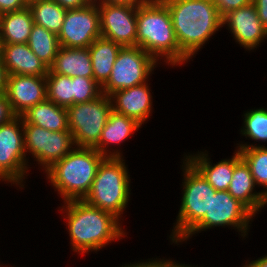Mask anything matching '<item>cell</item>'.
Instances as JSON below:
<instances>
[{
	"instance_id": "3957f363",
	"label": "cell",
	"mask_w": 267,
	"mask_h": 267,
	"mask_svg": "<svg viewBox=\"0 0 267 267\" xmlns=\"http://www.w3.org/2000/svg\"><path fill=\"white\" fill-rule=\"evenodd\" d=\"M137 46L159 64L180 67V48L169 9L162 0H146L137 6Z\"/></svg>"
},
{
	"instance_id": "8fae6325",
	"label": "cell",
	"mask_w": 267,
	"mask_h": 267,
	"mask_svg": "<svg viewBox=\"0 0 267 267\" xmlns=\"http://www.w3.org/2000/svg\"><path fill=\"white\" fill-rule=\"evenodd\" d=\"M23 128L25 154L34 158L41 171L45 172L75 147L69 129L54 132L29 123H23Z\"/></svg>"
},
{
	"instance_id": "e0dca14e",
	"label": "cell",
	"mask_w": 267,
	"mask_h": 267,
	"mask_svg": "<svg viewBox=\"0 0 267 267\" xmlns=\"http://www.w3.org/2000/svg\"><path fill=\"white\" fill-rule=\"evenodd\" d=\"M188 154V155H187ZM184 152V157L203 175L208 183L216 190L227 191L232 180L234 166L242 159L235 149L231 158L221 159L216 164L209 156V151Z\"/></svg>"
},
{
	"instance_id": "d590c367",
	"label": "cell",
	"mask_w": 267,
	"mask_h": 267,
	"mask_svg": "<svg viewBox=\"0 0 267 267\" xmlns=\"http://www.w3.org/2000/svg\"><path fill=\"white\" fill-rule=\"evenodd\" d=\"M53 1H55L61 7L67 10L82 8L91 3L89 0H53Z\"/></svg>"
},
{
	"instance_id": "f35d334b",
	"label": "cell",
	"mask_w": 267,
	"mask_h": 267,
	"mask_svg": "<svg viewBox=\"0 0 267 267\" xmlns=\"http://www.w3.org/2000/svg\"><path fill=\"white\" fill-rule=\"evenodd\" d=\"M146 0H101L100 2L111 3V4H124L130 6H139Z\"/></svg>"
},
{
	"instance_id": "1f68e13d",
	"label": "cell",
	"mask_w": 267,
	"mask_h": 267,
	"mask_svg": "<svg viewBox=\"0 0 267 267\" xmlns=\"http://www.w3.org/2000/svg\"><path fill=\"white\" fill-rule=\"evenodd\" d=\"M15 116L5 93L0 94V125L7 123Z\"/></svg>"
},
{
	"instance_id": "f6af8a7d",
	"label": "cell",
	"mask_w": 267,
	"mask_h": 267,
	"mask_svg": "<svg viewBox=\"0 0 267 267\" xmlns=\"http://www.w3.org/2000/svg\"><path fill=\"white\" fill-rule=\"evenodd\" d=\"M90 2H99V1H101V0H89Z\"/></svg>"
},
{
	"instance_id": "277c9868",
	"label": "cell",
	"mask_w": 267,
	"mask_h": 267,
	"mask_svg": "<svg viewBox=\"0 0 267 267\" xmlns=\"http://www.w3.org/2000/svg\"><path fill=\"white\" fill-rule=\"evenodd\" d=\"M104 158L94 148L75 146L43 173L62 202L83 200L89 193L98 166Z\"/></svg>"
},
{
	"instance_id": "7a4b0ae2",
	"label": "cell",
	"mask_w": 267,
	"mask_h": 267,
	"mask_svg": "<svg viewBox=\"0 0 267 267\" xmlns=\"http://www.w3.org/2000/svg\"><path fill=\"white\" fill-rule=\"evenodd\" d=\"M168 7L180 48V67L221 31L222 17L213 0H162Z\"/></svg>"
},
{
	"instance_id": "4316f807",
	"label": "cell",
	"mask_w": 267,
	"mask_h": 267,
	"mask_svg": "<svg viewBox=\"0 0 267 267\" xmlns=\"http://www.w3.org/2000/svg\"><path fill=\"white\" fill-rule=\"evenodd\" d=\"M27 44L31 51L48 67L53 64L60 48L58 36L35 23Z\"/></svg>"
},
{
	"instance_id": "ab89813d",
	"label": "cell",
	"mask_w": 267,
	"mask_h": 267,
	"mask_svg": "<svg viewBox=\"0 0 267 267\" xmlns=\"http://www.w3.org/2000/svg\"><path fill=\"white\" fill-rule=\"evenodd\" d=\"M165 267H198V264L195 266V265H192V264H185V263H182L180 264V262L176 261V260H172V259H166L165 258Z\"/></svg>"
},
{
	"instance_id": "d4e9b609",
	"label": "cell",
	"mask_w": 267,
	"mask_h": 267,
	"mask_svg": "<svg viewBox=\"0 0 267 267\" xmlns=\"http://www.w3.org/2000/svg\"><path fill=\"white\" fill-rule=\"evenodd\" d=\"M242 116L243 124L239 131L240 135L254 143L241 141L235 144L236 148L266 147L263 143H267V108L248 109ZM256 142L260 143L256 144Z\"/></svg>"
},
{
	"instance_id": "5b68a950",
	"label": "cell",
	"mask_w": 267,
	"mask_h": 267,
	"mask_svg": "<svg viewBox=\"0 0 267 267\" xmlns=\"http://www.w3.org/2000/svg\"><path fill=\"white\" fill-rule=\"evenodd\" d=\"M105 157L98 166L91 189L83 199L89 205L110 212L120 221L131 200V177L126 160ZM123 218V219H122Z\"/></svg>"
},
{
	"instance_id": "f1b7e54d",
	"label": "cell",
	"mask_w": 267,
	"mask_h": 267,
	"mask_svg": "<svg viewBox=\"0 0 267 267\" xmlns=\"http://www.w3.org/2000/svg\"><path fill=\"white\" fill-rule=\"evenodd\" d=\"M47 99L67 108L73 105L72 78L55 73L46 76Z\"/></svg>"
},
{
	"instance_id": "cb8c5ba5",
	"label": "cell",
	"mask_w": 267,
	"mask_h": 267,
	"mask_svg": "<svg viewBox=\"0 0 267 267\" xmlns=\"http://www.w3.org/2000/svg\"><path fill=\"white\" fill-rule=\"evenodd\" d=\"M33 16L29 7L0 15V32L4 44L27 43Z\"/></svg>"
},
{
	"instance_id": "7402d4cb",
	"label": "cell",
	"mask_w": 267,
	"mask_h": 267,
	"mask_svg": "<svg viewBox=\"0 0 267 267\" xmlns=\"http://www.w3.org/2000/svg\"><path fill=\"white\" fill-rule=\"evenodd\" d=\"M21 117L23 123L34 124L50 131L58 132L69 129L67 109L47 98L29 108Z\"/></svg>"
},
{
	"instance_id": "74e56055",
	"label": "cell",
	"mask_w": 267,
	"mask_h": 267,
	"mask_svg": "<svg viewBox=\"0 0 267 267\" xmlns=\"http://www.w3.org/2000/svg\"><path fill=\"white\" fill-rule=\"evenodd\" d=\"M7 71L3 65V61H0V94L5 93L7 86Z\"/></svg>"
},
{
	"instance_id": "e575fe53",
	"label": "cell",
	"mask_w": 267,
	"mask_h": 267,
	"mask_svg": "<svg viewBox=\"0 0 267 267\" xmlns=\"http://www.w3.org/2000/svg\"><path fill=\"white\" fill-rule=\"evenodd\" d=\"M261 24L267 29V0H253Z\"/></svg>"
},
{
	"instance_id": "603a6c76",
	"label": "cell",
	"mask_w": 267,
	"mask_h": 267,
	"mask_svg": "<svg viewBox=\"0 0 267 267\" xmlns=\"http://www.w3.org/2000/svg\"><path fill=\"white\" fill-rule=\"evenodd\" d=\"M121 45L103 37L97 38L89 47L94 80L102 87L109 79Z\"/></svg>"
},
{
	"instance_id": "ba28073f",
	"label": "cell",
	"mask_w": 267,
	"mask_h": 267,
	"mask_svg": "<svg viewBox=\"0 0 267 267\" xmlns=\"http://www.w3.org/2000/svg\"><path fill=\"white\" fill-rule=\"evenodd\" d=\"M29 159L25 154L23 118L15 116L0 125V182L25 188L31 168Z\"/></svg>"
},
{
	"instance_id": "b9f144b4",
	"label": "cell",
	"mask_w": 267,
	"mask_h": 267,
	"mask_svg": "<svg viewBox=\"0 0 267 267\" xmlns=\"http://www.w3.org/2000/svg\"><path fill=\"white\" fill-rule=\"evenodd\" d=\"M0 264H1V263H0ZM5 265H6V266H5ZM5 265L2 263V264L0 265V267H4V266H5V267H8L7 264H5ZM10 266H11V265H9V267H10ZM14 266H15V265H13V266H11V267H14Z\"/></svg>"
},
{
	"instance_id": "6da1fadb",
	"label": "cell",
	"mask_w": 267,
	"mask_h": 267,
	"mask_svg": "<svg viewBox=\"0 0 267 267\" xmlns=\"http://www.w3.org/2000/svg\"><path fill=\"white\" fill-rule=\"evenodd\" d=\"M61 204L71 250L77 254L97 253L112 242L127 237L122 221L110 212L89 205L84 200H69Z\"/></svg>"
},
{
	"instance_id": "9c48e42d",
	"label": "cell",
	"mask_w": 267,
	"mask_h": 267,
	"mask_svg": "<svg viewBox=\"0 0 267 267\" xmlns=\"http://www.w3.org/2000/svg\"><path fill=\"white\" fill-rule=\"evenodd\" d=\"M68 128L77 147L94 148L112 111L110 97L102 93L86 103L67 108Z\"/></svg>"
},
{
	"instance_id": "5bb4252c",
	"label": "cell",
	"mask_w": 267,
	"mask_h": 267,
	"mask_svg": "<svg viewBox=\"0 0 267 267\" xmlns=\"http://www.w3.org/2000/svg\"><path fill=\"white\" fill-rule=\"evenodd\" d=\"M222 27H226L235 43L246 51L257 50L267 39V29L261 24L253 3L225 15L222 18Z\"/></svg>"
},
{
	"instance_id": "83f0119b",
	"label": "cell",
	"mask_w": 267,
	"mask_h": 267,
	"mask_svg": "<svg viewBox=\"0 0 267 267\" xmlns=\"http://www.w3.org/2000/svg\"><path fill=\"white\" fill-rule=\"evenodd\" d=\"M235 149L240 152L242 159L250 167L258 188H262V192L267 196V146Z\"/></svg>"
},
{
	"instance_id": "836d02e7",
	"label": "cell",
	"mask_w": 267,
	"mask_h": 267,
	"mask_svg": "<svg viewBox=\"0 0 267 267\" xmlns=\"http://www.w3.org/2000/svg\"><path fill=\"white\" fill-rule=\"evenodd\" d=\"M133 263V264H132ZM130 262V266L131 267H165V258L162 257L161 258H151V259H146L144 261V259L140 260V261H136V262Z\"/></svg>"
},
{
	"instance_id": "7c38bea8",
	"label": "cell",
	"mask_w": 267,
	"mask_h": 267,
	"mask_svg": "<svg viewBox=\"0 0 267 267\" xmlns=\"http://www.w3.org/2000/svg\"><path fill=\"white\" fill-rule=\"evenodd\" d=\"M100 37V15L96 2L67 10L61 32L58 34L60 47L87 48Z\"/></svg>"
},
{
	"instance_id": "8d00e7d4",
	"label": "cell",
	"mask_w": 267,
	"mask_h": 267,
	"mask_svg": "<svg viewBox=\"0 0 267 267\" xmlns=\"http://www.w3.org/2000/svg\"><path fill=\"white\" fill-rule=\"evenodd\" d=\"M267 254V253H266ZM263 255L256 260H247L246 263H242L243 267H267V255Z\"/></svg>"
},
{
	"instance_id": "7bdbcfd3",
	"label": "cell",
	"mask_w": 267,
	"mask_h": 267,
	"mask_svg": "<svg viewBox=\"0 0 267 267\" xmlns=\"http://www.w3.org/2000/svg\"><path fill=\"white\" fill-rule=\"evenodd\" d=\"M119 267H131V266L129 265V263L128 264L124 263V265L122 264V266Z\"/></svg>"
},
{
	"instance_id": "484cf974",
	"label": "cell",
	"mask_w": 267,
	"mask_h": 267,
	"mask_svg": "<svg viewBox=\"0 0 267 267\" xmlns=\"http://www.w3.org/2000/svg\"><path fill=\"white\" fill-rule=\"evenodd\" d=\"M35 24L43 26L50 32H61L67 9L53 0H36L28 4Z\"/></svg>"
},
{
	"instance_id": "30bf717a",
	"label": "cell",
	"mask_w": 267,
	"mask_h": 267,
	"mask_svg": "<svg viewBox=\"0 0 267 267\" xmlns=\"http://www.w3.org/2000/svg\"><path fill=\"white\" fill-rule=\"evenodd\" d=\"M159 64L139 46L121 47L108 81L102 86V93H111L150 82Z\"/></svg>"
},
{
	"instance_id": "44dd1931",
	"label": "cell",
	"mask_w": 267,
	"mask_h": 267,
	"mask_svg": "<svg viewBox=\"0 0 267 267\" xmlns=\"http://www.w3.org/2000/svg\"><path fill=\"white\" fill-rule=\"evenodd\" d=\"M48 73L65 75L71 78H93L91 55L87 48L60 47L49 67Z\"/></svg>"
},
{
	"instance_id": "d6986e66",
	"label": "cell",
	"mask_w": 267,
	"mask_h": 267,
	"mask_svg": "<svg viewBox=\"0 0 267 267\" xmlns=\"http://www.w3.org/2000/svg\"><path fill=\"white\" fill-rule=\"evenodd\" d=\"M257 187L250 167L241 159L234 166L232 180L227 191L244 204L255 216L261 213L263 208L267 207V196L262 190L256 191Z\"/></svg>"
},
{
	"instance_id": "52a82bcc",
	"label": "cell",
	"mask_w": 267,
	"mask_h": 267,
	"mask_svg": "<svg viewBox=\"0 0 267 267\" xmlns=\"http://www.w3.org/2000/svg\"><path fill=\"white\" fill-rule=\"evenodd\" d=\"M256 216L240 201L235 199L228 191H216L211 195L209 213L205 216L178 242L171 245L184 244L196 234L216 227H228L239 232L242 240L249 238L251 222ZM250 224V225H249ZM246 237V238H245Z\"/></svg>"
},
{
	"instance_id": "ee69618b",
	"label": "cell",
	"mask_w": 267,
	"mask_h": 267,
	"mask_svg": "<svg viewBox=\"0 0 267 267\" xmlns=\"http://www.w3.org/2000/svg\"><path fill=\"white\" fill-rule=\"evenodd\" d=\"M26 3H27V5L29 4V3H31V2H33V1H36V0H24Z\"/></svg>"
},
{
	"instance_id": "9a60e30c",
	"label": "cell",
	"mask_w": 267,
	"mask_h": 267,
	"mask_svg": "<svg viewBox=\"0 0 267 267\" xmlns=\"http://www.w3.org/2000/svg\"><path fill=\"white\" fill-rule=\"evenodd\" d=\"M5 95L16 116L47 98L46 77L8 75Z\"/></svg>"
},
{
	"instance_id": "60d3db41",
	"label": "cell",
	"mask_w": 267,
	"mask_h": 267,
	"mask_svg": "<svg viewBox=\"0 0 267 267\" xmlns=\"http://www.w3.org/2000/svg\"><path fill=\"white\" fill-rule=\"evenodd\" d=\"M4 41L0 32V61L3 60Z\"/></svg>"
},
{
	"instance_id": "ac0fdd59",
	"label": "cell",
	"mask_w": 267,
	"mask_h": 267,
	"mask_svg": "<svg viewBox=\"0 0 267 267\" xmlns=\"http://www.w3.org/2000/svg\"><path fill=\"white\" fill-rule=\"evenodd\" d=\"M139 128H142V126L134 119L112 110L103 128L100 140L94 149L104 157L123 158L121 145L133 136L136 131L138 132ZM114 145L120 148L118 149L117 147L116 149Z\"/></svg>"
},
{
	"instance_id": "f546056e",
	"label": "cell",
	"mask_w": 267,
	"mask_h": 267,
	"mask_svg": "<svg viewBox=\"0 0 267 267\" xmlns=\"http://www.w3.org/2000/svg\"><path fill=\"white\" fill-rule=\"evenodd\" d=\"M72 89L73 105L94 100L102 94V87L94 78L74 77L72 78Z\"/></svg>"
},
{
	"instance_id": "ffe728a7",
	"label": "cell",
	"mask_w": 267,
	"mask_h": 267,
	"mask_svg": "<svg viewBox=\"0 0 267 267\" xmlns=\"http://www.w3.org/2000/svg\"><path fill=\"white\" fill-rule=\"evenodd\" d=\"M2 61L8 75L46 77L49 71L27 43L4 44Z\"/></svg>"
},
{
	"instance_id": "4fadbf2b",
	"label": "cell",
	"mask_w": 267,
	"mask_h": 267,
	"mask_svg": "<svg viewBox=\"0 0 267 267\" xmlns=\"http://www.w3.org/2000/svg\"><path fill=\"white\" fill-rule=\"evenodd\" d=\"M101 37L125 46H137V6L97 2Z\"/></svg>"
},
{
	"instance_id": "8992f818",
	"label": "cell",
	"mask_w": 267,
	"mask_h": 267,
	"mask_svg": "<svg viewBox=\"0 0 267 267\" xmlns=\"http://www.w3.org/2000/svg\"><path fill=\"white\" fill-rule=\"evenodd\" d=\"M182 158V197L173 229L168 235L170 243H178L205 213H209L211 195L216 192L203 175L184 156Z\"/></svg>"
},
{
	"instance_id": "4dcf8cb0",
	"label": "cell",
	"mask_w": 267,
	"mask_h": 267,
	"mask_svg": "<svg viewBox=\"0 0 267 267\" xmlns=\"http://www.w3.org/2000/svg\"><path fill=\"white\" fill-rule=\"evenodd\" d=\"M219 15L223 18L229 12L253 3V0H213Z\"/></svg>"
},
{
	"instance_id": "d6a6232c",
	"label": "cell",
	"mask_w": 267,
	"mask_h": 267,
	"mask_svg": "<svg viewBox=\"0 0 267 267\" xmlns=\"http://www.w3.org/2000/svg\"><path fill=\"white\" fill-rule=\"evenodd\" d=\"M24 0H0V15L27 7Z\"/></svg>"
},
{
	"instance_id": "2e32d148",
	"label": "cell",
	"mask_w": 267,
	"mask_h": 267,
	"mask_svg": "<svg viewBox=\"0 0 267 267\" xmlns=\"http://www.w3.org/2000/svg\"><path fill=\"white\" fill-rule=\"evenodd\" d=\"M148 85L144 84L133 86L122 90H117L109 95L112 110L134 119L143 126L147 123L153 113V92ZM152 93H151V92Z\"/></svg>"
}]
</instances>
